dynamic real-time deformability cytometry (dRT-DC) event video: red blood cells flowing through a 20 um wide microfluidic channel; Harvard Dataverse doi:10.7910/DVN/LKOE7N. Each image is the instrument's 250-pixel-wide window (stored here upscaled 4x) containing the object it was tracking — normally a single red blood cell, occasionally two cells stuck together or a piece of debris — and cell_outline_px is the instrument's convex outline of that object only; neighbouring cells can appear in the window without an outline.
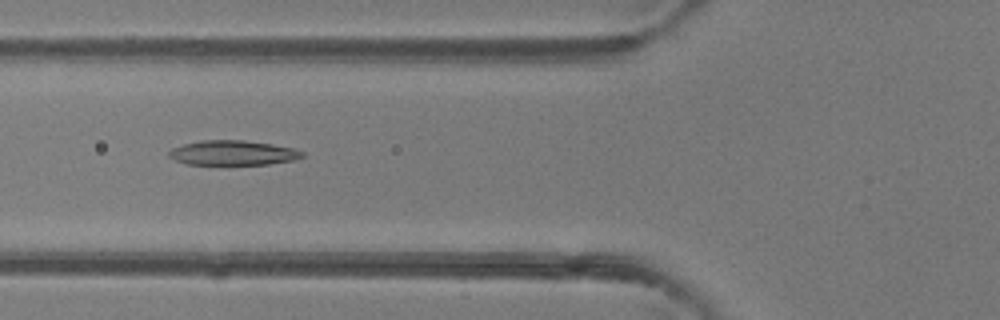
{"species": "common noctule bat (a hibernating species)", "species_latin": "Nyctalus noctula", "temperature_condition": "room temperature", "stored_images_in_passage": 29, "camera_frame_rate_fps": 3000, "um_per_image_px": 0.085, "animal": {"sex": "female"}, "frame": {"image": 1, "passage_image": 4, "time_ms": 1.0, "image_size_px": [1000, 320], "cell_outline_px": [[304, 156], [292, 160], [268, 164], [188, 164], [176, 160], [168, 156], [168, 152], [172, 148], [184, 144], [200, 140], [244, 140], [272, 144], [292, 148], [304, 152]], "centroid_in_image_um": [19.78, 12.98], "position_along_channel_um": 106.0, "area_um2": 19.02}}
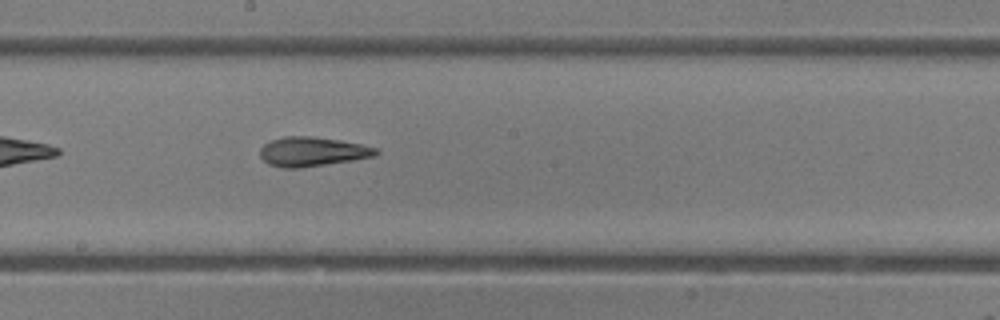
{"frame": {"image": 2, "passage_image": 12, "time_ms": 3.667, "image_size_px": [1000, 320], "cell_outline_px": [[380, 152], [376, 156], [352, 160], [300, 168], [280, 168], [268, 164], [260, 156], [260, 148], [264, 144], [272, 140], [284, 136], [312, 136], [340, 140], [360, 144], [376, 148]], "centroid_in_image_um": [26.53, 12.89], "position_along_channel_um": 221.7, "area_um2": 19.83}}
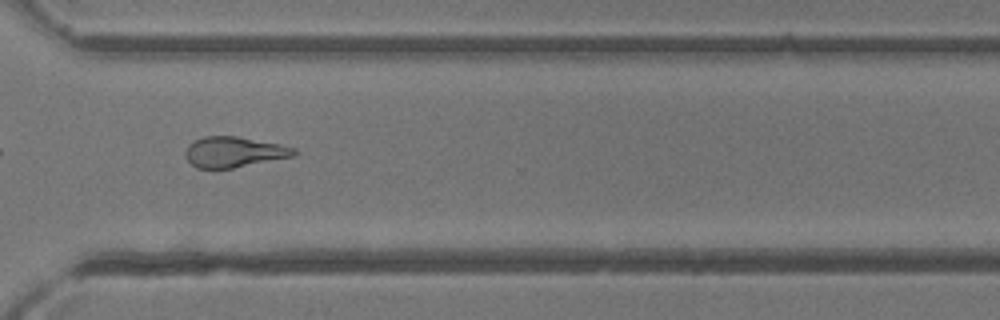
{"frame": {"image": 3, "passage_image": 21, "time_ms": 6.667, "image_size_px": [1000, 320], "cell_outline_px": [[296, 156], [232, 168], [196, 168], [188, 160], [184, 152], [188, 144], [192, 140], [204, 136], [236, 136], [280, 144], [296, 148]], "centroid_in_image_um": [19.88, 12.91], "position_along_channel_um": 350.7, "area_um2": 19.42}, "authors_computed_cell_mechanics": {"area_um2": 19.5364, "velocity_mm_per_s": 4.3167, "shape_relaxation_time_tau1_ms": 10.7265, "shape_relaxation_time_tau2_ms": 5.1965, "deformation_change_tau1": 0.2876, "deformation_change_tau2": 0.1725}}